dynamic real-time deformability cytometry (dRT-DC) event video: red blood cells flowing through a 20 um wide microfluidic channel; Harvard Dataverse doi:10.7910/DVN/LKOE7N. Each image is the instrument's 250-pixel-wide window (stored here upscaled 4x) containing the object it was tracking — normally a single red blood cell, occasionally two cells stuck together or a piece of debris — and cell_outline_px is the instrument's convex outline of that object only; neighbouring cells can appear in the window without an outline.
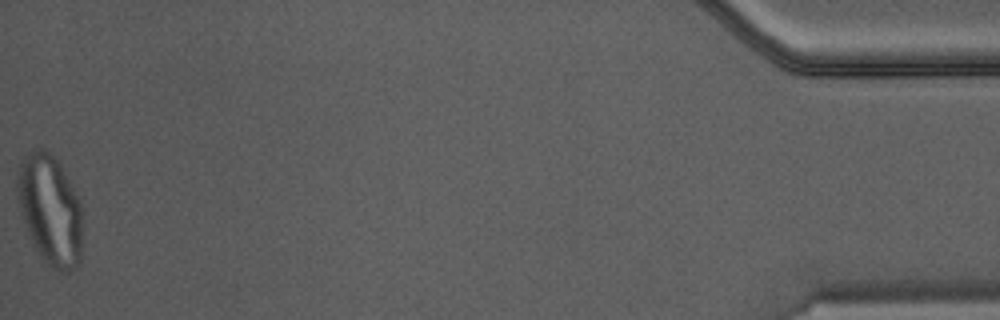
{"species": "Egyptian fruit bat (a non-hibernating species)", "species_latin": "Rousettus aegyptiacus", "temperature_condition": "warm", "stored_images_in_passage": 46, "camera_frame_rate_fps": 3000, "um_per_image_px": 0.085, "animal": {"sex": "male"}, "frame": {"image": 1, "passage_image": 46, "time_ms": 15.0, "image_size_px": [1000, 320], "cell_outline_px": [[80, 264], [76, 268], [68, 272], [64, 272], [48, 264], [40, 256], [28, 232], [16, 196], [16, 180], [20, 160], [32, 152], [40, 148], [48, 152], [60, 164], [80, 204]], "centroid_in_image_um": [4.22, 17.84], "position_along_channel_um": 431.0, "area_um2": 40.81}}